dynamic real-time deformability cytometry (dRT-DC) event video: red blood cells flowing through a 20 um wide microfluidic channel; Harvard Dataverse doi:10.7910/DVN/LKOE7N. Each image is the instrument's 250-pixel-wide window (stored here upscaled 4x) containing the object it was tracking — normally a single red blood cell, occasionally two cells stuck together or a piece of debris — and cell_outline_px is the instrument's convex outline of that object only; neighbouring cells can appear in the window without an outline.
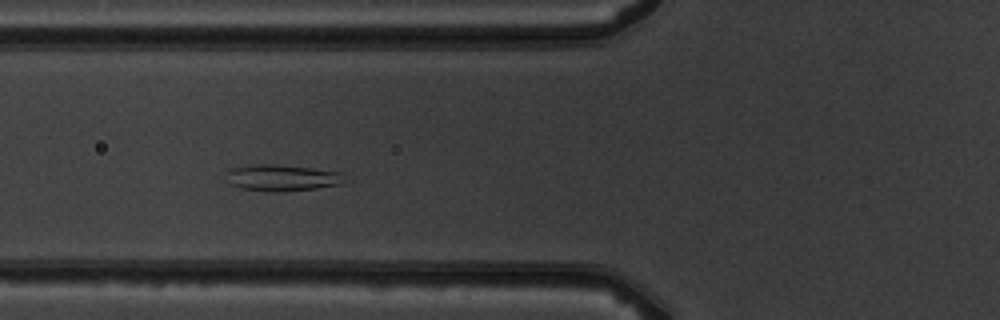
{"species": "common noctule bat (a hibernating species)", "species_latin": "Nyctalus noctula", "temperature_condition": "warm", "stored_images_in_passage": 6, "camera_frame_rate_fps": 3000, "um_per_image_px": 0.085, "animal": {"sex": "male", "body_mass_g": 19.5, "forearm_length_mm": 54.6}, "frame": {"image": 1, "passage_image": 4, "time_ms": 3.333, "image_size_px": [1000, 320], "cell_outline_px": [[344, 180], [340, 184], [316, 188], [276, 192], [272, 192], [240, 188], [228, 184], [224, 172], [232, 168], [248, 164], [272, 164], [344, 172]], "centroid_in_image_um": [23.89, 15.11], "position_along_channel_um": 101.9, "area_um2": 18.32}}
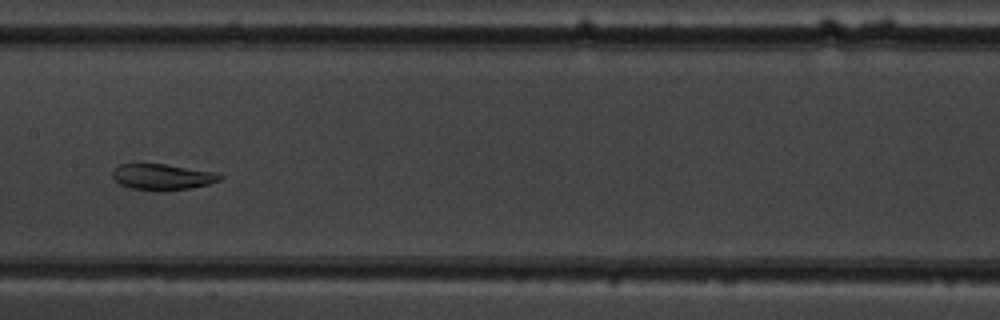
{"frame": {"image": 2, "passage_image": 6, "time_ms": 5.667, "image_size_px": [1000, 320], "cell_outline_px": [[224, 176], [220, 180], [208, 184], [188, 188], [156, 192], [132, 188], [120, 184], [112, 176], [112, 172], [120, 164], [168, 164], [220, 172]], "centroid_in_image_um": [13.86, 15.03], "position_along_channel_um": 193.5, "area_um2": 16.47}}